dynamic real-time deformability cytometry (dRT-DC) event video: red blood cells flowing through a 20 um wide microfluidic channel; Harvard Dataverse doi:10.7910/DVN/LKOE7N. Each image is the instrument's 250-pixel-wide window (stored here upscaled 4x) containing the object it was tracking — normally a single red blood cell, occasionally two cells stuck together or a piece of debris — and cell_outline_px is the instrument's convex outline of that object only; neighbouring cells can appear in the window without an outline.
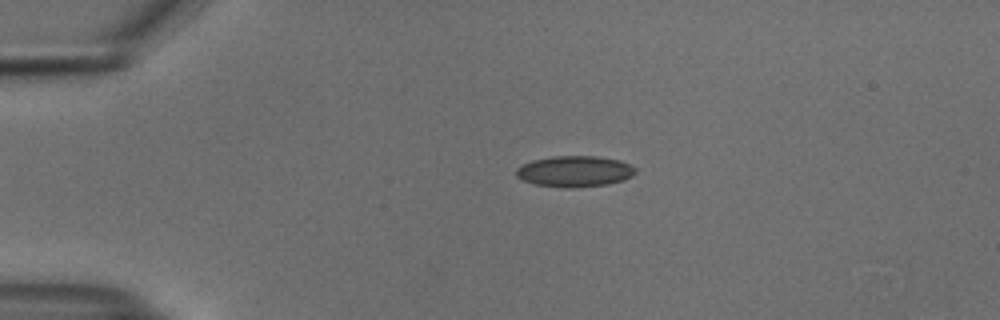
{"species": "common noctule bat (a hibernating species)", "species_latin": "Nyctalus noctula", "temperature_condition": "cold", "stored_images_in_passage": 48, "camera_frame_rate_fps": 3000, "um_per_image_px": 0.085, "animal": {"sex": "male", "body_mass_g": 18.8}, "frame": {"image": 1, "passage_image": 6, "time_ms": 1.667, "image_size_px": [1000, 320], "cell_outline_px": [[636, 172], [632, 176], [624, 180], [608, 184], [572, 188], [564, 188], [536, 184], [524, 180], [516, 176], [516, 168], [532, 160], [552, 156], [596, 156], [620, 160], [636, 168]], "centroid_in_image_um": [48.86, 14.56], "position_along_channel_um": 36.1, "area_um2": 21.56}}
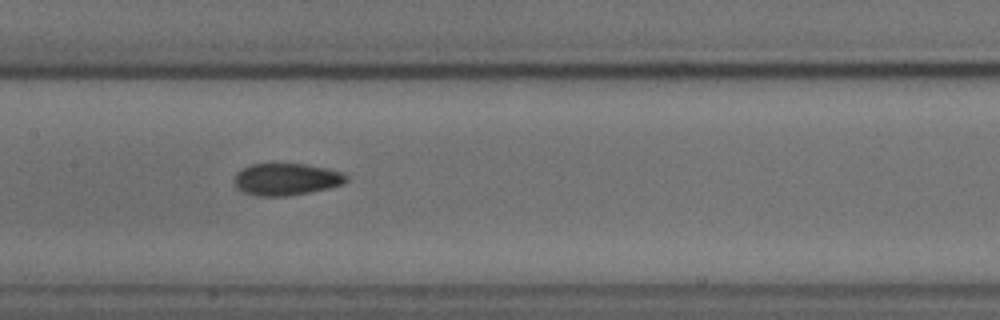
{"frame": {"image": 2, "passage_image": 21, "time_ms": 6.667, "image_size_px": [1000, 320], "cell_outline_px": [[348, 180], [344, 184], [328, 188], [288, 196], [256, 196], [244, 192], [236, 188], [232, 180], [236, 172], [252, 164], [304, 164], [328, 168], [344, 172], [348, 176]], "centroid_in_image_um": [24.34, 15.24], "position_along_channel_um": 183.1, "area_um2": 21.1}}
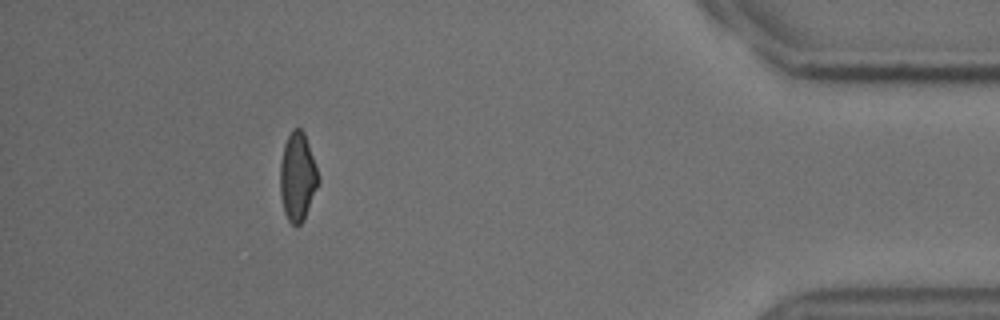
{"frame": {"image": 3, "passage_image": 43, "time_ms": 14.0, "image_size_px": [1000, 320], "cell_outline_px": [[320, 180], [304, 220], [300, 224], [292, 224], [288, 220], [284, 212], [280, 196], [280, 164], [284, 144], [292, 128], [300, 128], [304, 132], [320, 176]], "centroid_in_image_um": [25.29, 15.02], "position_along_channel_um": 409.9, "area_um2": 19.77}, "authors_computed_cell_mechanics": {"area_um2": 20.4612, "velocity_mm_per_s": 3.7627, "shape_relaxation_time_tau1_ms": 6.569, "shape_relaxation_time_tau2_ms": 5.5613, "deformation_change_tau1": 0.1357, "deformation_change_tau2": 0.1033}}